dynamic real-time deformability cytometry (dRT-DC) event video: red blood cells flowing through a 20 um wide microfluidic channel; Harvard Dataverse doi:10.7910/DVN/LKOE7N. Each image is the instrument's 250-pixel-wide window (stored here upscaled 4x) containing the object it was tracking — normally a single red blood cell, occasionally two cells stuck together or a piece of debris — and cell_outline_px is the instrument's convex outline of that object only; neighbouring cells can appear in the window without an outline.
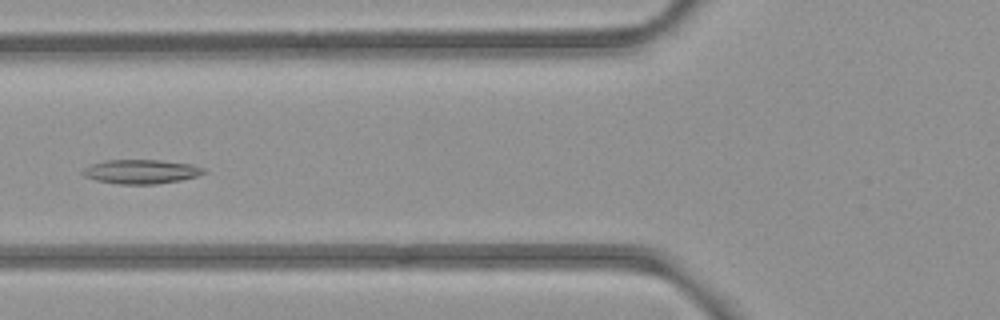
{"species": "common noctule bat (a hibernating species)", "species_latin": "Nyctalus noctula", "temperature_condition": "room temperature", "stored_images_in_passage": 5, "camera_frame_rate_fps": 3000, "um_per_image_px": 0.085, "animal": {"sex": "female", "body_mass_g": 21.9}, "frame": {"image": 1, "passage_image": 5, "time_ms": 4.667, "image_size_px": [1000, 320], "cell_outline_px": [[208, 172], [196, 176], [180, 180], [156, 184], [116, 184], [96, 180], [84, 176], [80, 172], [84, 168], [92, 164], [104, 160], [160, 160], [192, 164], [204, 168]], "centroid_in_image_um": [11.99, 14.58], "position_along_channel_um": 113.8, "area_um2": 17.11}}